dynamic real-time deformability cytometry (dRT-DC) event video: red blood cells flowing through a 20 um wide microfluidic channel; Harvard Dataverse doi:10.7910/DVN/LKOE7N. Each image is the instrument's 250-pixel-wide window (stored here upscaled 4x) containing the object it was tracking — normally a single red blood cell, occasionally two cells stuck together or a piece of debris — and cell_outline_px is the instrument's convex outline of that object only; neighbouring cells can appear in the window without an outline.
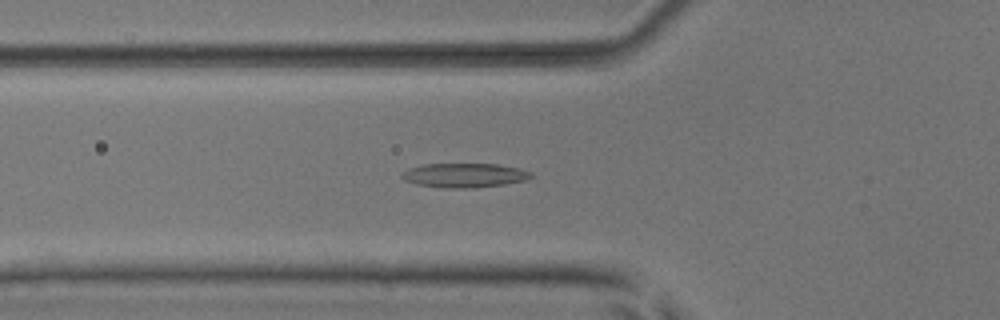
{"species": "common noctule bat (a hibernating species)", "species_latin": "Nyctalus noctula", "temperature_condition": "room temperature", "stored_images_in_passage": 42, "camera_frame_rate_fps": 3000, "um_per_image_px": 0.085, "animal": {"sex": "male", "body_mass_g": 17.9, "forearm_length_mm": 54.2}, "frame": {"image": 1, "passage_image": 12, "time_ms": 3.667, "image_size_px": [1000, 320], "cell_outline_px": [[536, 176], [524, 180], [504, 184], [472, 188], [448, 188], [416, 184], [404, 180], [400, 176], [408, 168], [424, 164], [496, 164], [520, 168], [532, 172]], "centroid_in_image_um": [39.5, 14.9], "position_along_channel_um": 86.3, "area_um2": 18.26}}
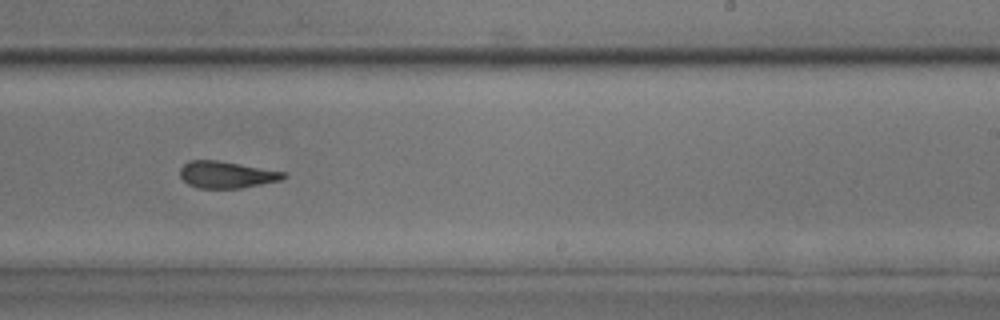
{"frame": {"image": 2, "passage_image": 26, "time_ms": 8.333, "image_size_px": [1000, 320], "cell_outline_px": [[288, 176], [280, 180], [240, 188], [200, 188], [188, 184], [180, 176], [180, 168], [188, 160], [216, 160], [288, 172]], "centroid_in_image_um": [19.27, 14.84], "position_along_channel_um": 269.7, "area_um2": 16.13}}
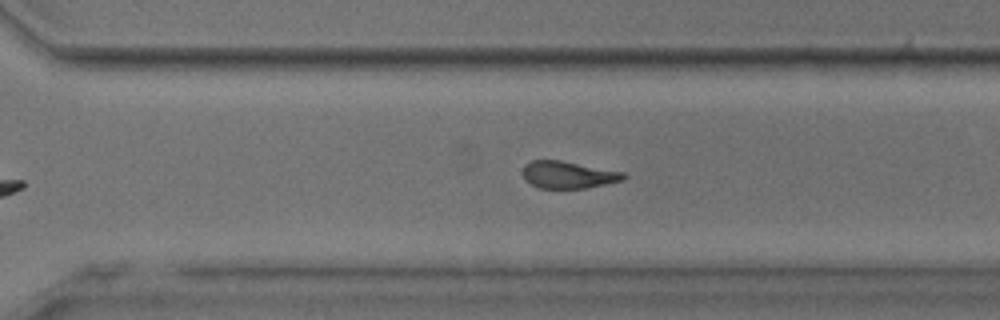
{"frame": {"image": 3, "passage_image": 30, "time_ms": 9.667, "image_size_px": [1000, 320], "cell_outline_px": [[628, 176], [624, 180], [584, 188], [540, 188], [524, 180], [524, 164], [532, 160], [560, 160], [624, 172]], "centroid_in_image_um": [48.31, 14.85], "position_along_channel_um": 322.3, "area_um2": 15.84}, "authors_computed_cell_mechanics": {"area_um2": 17.2533, "velocity_mm_per_s": 3.9305, "shape_relaxation_time_tau1_ms": 6.6927, "shape_relaxation_time_tau2_ms": 2.7385, "deformation_change_tau1": 0.1795, "deformation_change_tau2": 0.1162}}